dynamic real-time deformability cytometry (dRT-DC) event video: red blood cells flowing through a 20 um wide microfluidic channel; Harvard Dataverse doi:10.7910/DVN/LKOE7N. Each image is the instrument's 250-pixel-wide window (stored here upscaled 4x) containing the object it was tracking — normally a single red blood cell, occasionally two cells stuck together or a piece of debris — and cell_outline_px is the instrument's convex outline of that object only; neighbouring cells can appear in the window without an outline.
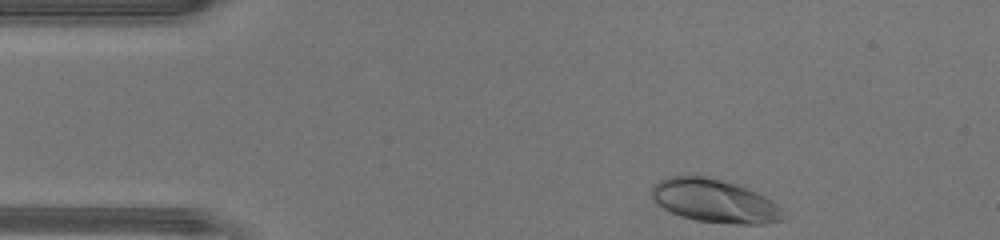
{"species": "human", "species_latin": "Homo sapiens", "temperature_condition": "warm", "stored_images_in_passage": 31, "camera_frame_rate_fps": 3000, "um_per_image_px": 0.085, "donor": {"sex": "male"}, "frame": {"image": 1, "passage_image": 1, "time_ms": 0.0, "image_size_px": [1000, 240], "cell_outline_px": [[788, 216], [784, 220], [764, 224], [736, 224], [696, 220], [680, 216], [664, 208], [648, 192], [652, 184], [668, 176], [696, 172], [736, 184], [748, 188], [772, 200]], "centroid_in_image_um": [60.72, 17.03], "position_along_channel_um": 24.3, "area_um2": 33.99}}
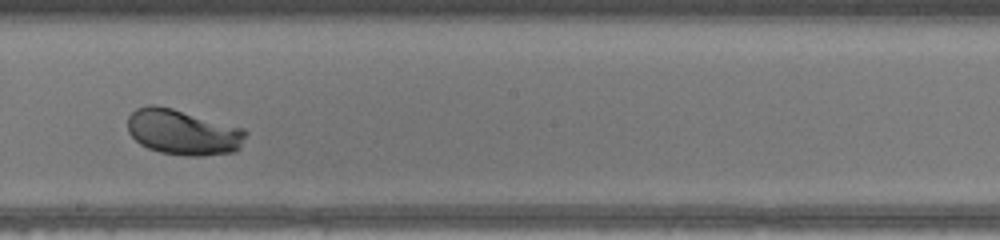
{"frame": {"image": 2, "passage_image": 19, "time_ms": 6.0, "image_size_px": [1000, 240], "cell_outline_px": [[248, 132], [240, 148], [236, 152], [204, 156], [184, 156], [160, 152], [148, 148], [140, 144], [128, 132], [128, 116], [136, 108], [148, 104], [156, 104], [172, 108], [244, 128]], "centroid_in_image_um": [15.56, 11.24], "position_along_channel_um": 232.6, "area_um2": 31.62}}
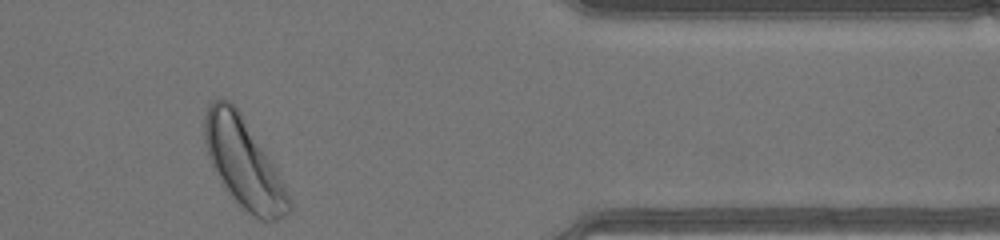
{"frame": {"image": 3, "passage_image": 31, "time_ms": 10.0, "image_size_px": [1000, 240], "cell_outline_px": [[292, 208], [284, 216], [276, 220], [260, 220], [248, 212], [232, 196], [224, 184], [212, 164], [208, 156], [204, 140], [204, 116], [208, 108], [216, 100], [228, 100], [236, 108], [276, 172], [292, 204]], "centroid_in_image_um": [20.68, 13.89], "position_along_channel_um": 390.7, "area_um2": 41.44}}